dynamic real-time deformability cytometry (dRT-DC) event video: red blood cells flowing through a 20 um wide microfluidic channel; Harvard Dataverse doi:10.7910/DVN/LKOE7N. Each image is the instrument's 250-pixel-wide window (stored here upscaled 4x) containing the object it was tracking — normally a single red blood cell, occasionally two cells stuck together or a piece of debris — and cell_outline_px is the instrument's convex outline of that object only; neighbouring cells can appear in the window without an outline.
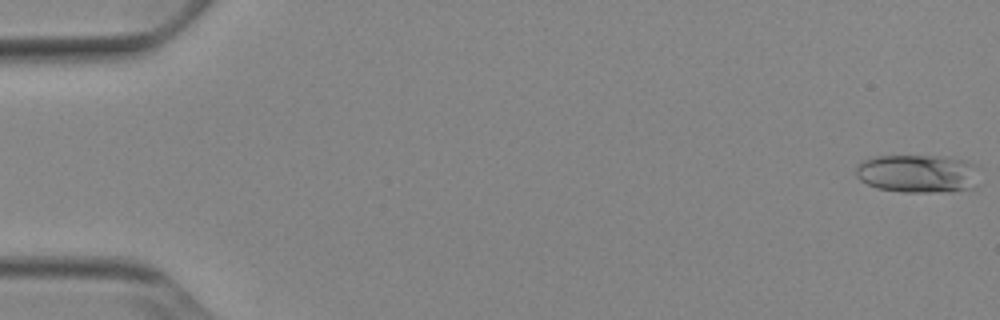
{"species": "Egyptian fruit bat (a non-hibernating species)", "species_latin": "Rousettus aegyptiacus", "temperature_condition": "cold", "stored_images_in_passage": 15, "camera_frame_rate_fps": 3000, "um_per_image_px": 0.085, "animal": {"sex": "female"}, "frame": {"image": 1, "passage_image": 1, "time_ms": 0.0, "image_size_px": [1000, 320], "cell_outline_px": [[980, 168], [972, 188], [952, 192], [904, 192], [876, 188], [860, 180], [856, 176], [856, 168], [864, 160], [872, 156], [944, 156], [964, 160], [980, 164]], "centroid_in_image_um": [78.05, 14.75], "position_along_channel_um": 6.9, "area_um2": 27.86}}